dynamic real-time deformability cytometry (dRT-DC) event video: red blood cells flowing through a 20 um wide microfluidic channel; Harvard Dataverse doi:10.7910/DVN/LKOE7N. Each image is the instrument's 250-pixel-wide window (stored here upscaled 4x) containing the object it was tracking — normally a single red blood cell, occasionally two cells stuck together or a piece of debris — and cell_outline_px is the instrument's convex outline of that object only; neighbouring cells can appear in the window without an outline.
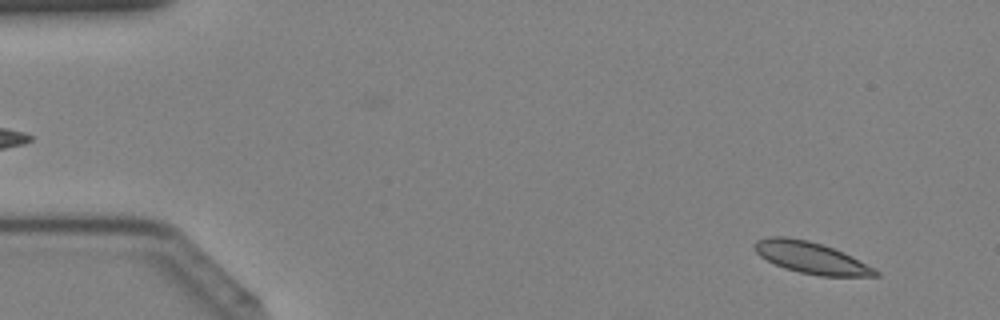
{"species": "Egyptian fruit bat (a non-hibernating species)", "species_latin": "Rousettus aegyptiacus", "temperature_condition": "cold", "stored_images_in_passage": 42, "camera_frame_rate_fps": 3000, "um_per_image_px": 0.085, "animal": {"sex": "female"}, "frame": {"image": 1, "passage_image": 3, "time_ms": 0.667, "image_size_px": [1000, 320], "cell_outline_px": [[880, 276], [820, 276], [800, 272], [784, 268], [760, 256], [752, 248], [752, 244], [756, 240], [768, 236], [784, 236], [808, 240], [844, 252], [876, 268], [880, 272]], "centroid_in_image_um": [68.94, 21.9], "position_along_channel_um": 16.1, "area_um2": 22.37}}
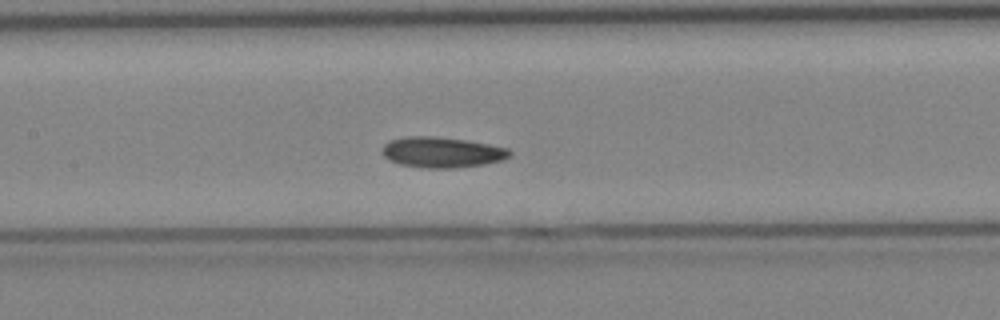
{"frame": {"image": 2, "passage_image": 20, "time_ms": 6.333, "image_size_px": [1000, 320], "cell_outline_px": [[512, 152], [504, 160], [484, 164], [456, 168], [420, 168], [400, 164], [388, 160], [384, 156], [380, 148], [388, 140], [404, 136], [436, 136], [464, 140], [488, 144], [508, 148]], "centroid_in_image_um": [37.51, 12.94], "position_along_channel_um": 169.9, "area_um2": 23.0}}
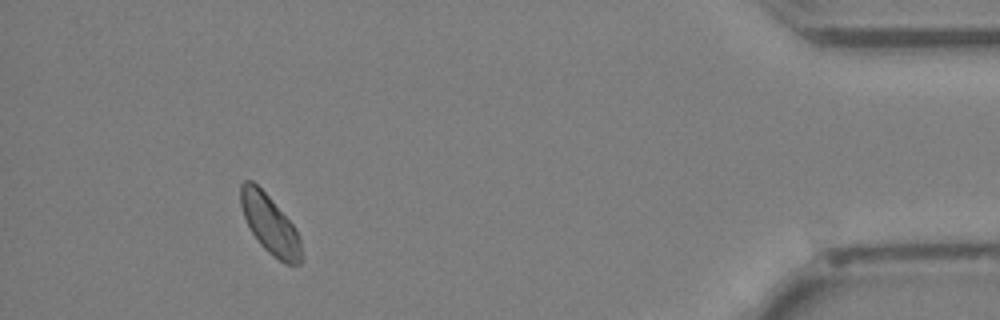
{"frame": {"image": 3, "passage_image": 39, "time_ms": 12.667, "image_size_px": [1000, 320], "cell_outline_px": [[300, 264], [284, 264], [268, 252], [260, 244], [252, 232], [244, 216], [240, 204], [240, 184], [244, 180], [252, 180], [272, 200], [296, 228], [300, 236]], "centroid_in_image_um": [22.93, 19.06], "position_along_channel_um": 412.3, "area_um2": 20.52}}